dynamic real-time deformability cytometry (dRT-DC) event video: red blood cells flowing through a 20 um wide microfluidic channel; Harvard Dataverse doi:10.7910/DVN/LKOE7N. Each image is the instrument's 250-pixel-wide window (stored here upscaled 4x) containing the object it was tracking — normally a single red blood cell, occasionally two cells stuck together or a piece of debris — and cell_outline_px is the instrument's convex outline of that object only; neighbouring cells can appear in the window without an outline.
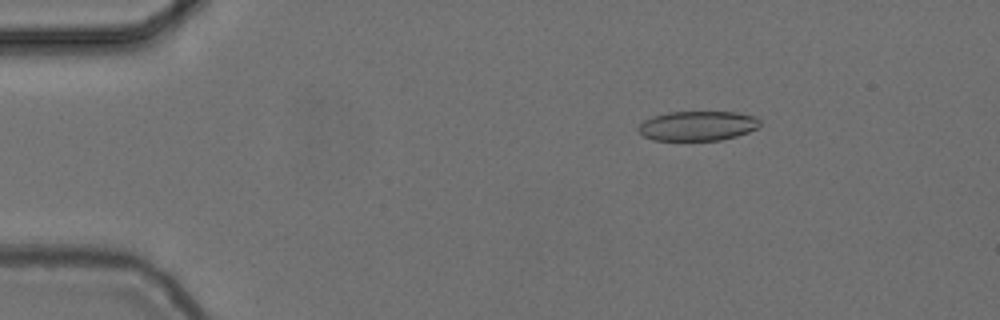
{"species": "common noctule bat (a hibernating species)", "species_latin": "Nyctalus noctula", "temperature_condition": "cold", "stored_images_in_passage": 55, "camera_frame_rate_fps": 3000, "um_per_image_px": 0.085, "animal": {"sex": "female", "body_mass_g": 24.6, "forearm_length_mm": 56.2}, "frame": {"image": 1, "passage_image": 9, "time_ms": 2.667, "image_size_px": [1000, 320], "cell_outline_px": [[760, 124], [756, 128], [748, 132], [736, 136], [720, 140], [652, 140], [644, 136], [636, 128], [644, 120], [652, 116], [668, 112], [736, 112], [756, 116], [760, 120]], "centroid_in_image_um": [59.28, 10.69], "position_along_channel_um": 25.7, "area_um2": 21.04}}
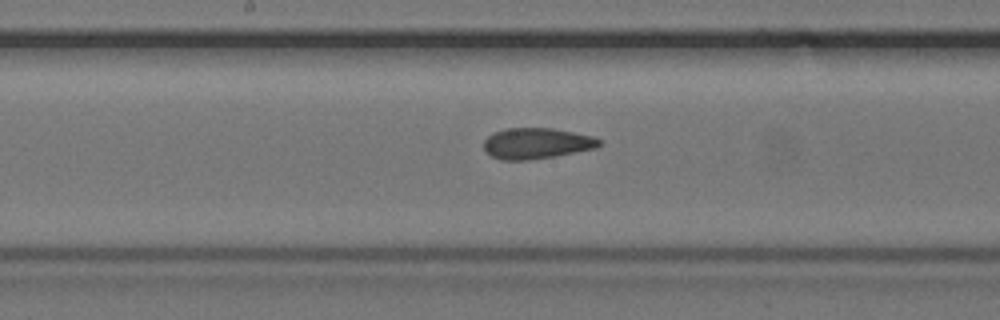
{"frame": {"image": 2, "passage_image": 29, "time_ms": 9.333, "image_size_px": [1000, 320], "cell_outline_px": [[600, 144], [596, 148], [556, 156], [528, 160], [500, 160], [484, 152], [484, 140], [492, 132], [504, 128], [552, 128], [592, 136], [600, 140]], "centroid_in_image_um": [45.55, 12.19], "position_along_channel_um": 202.6, "area_um2": 20.87}}
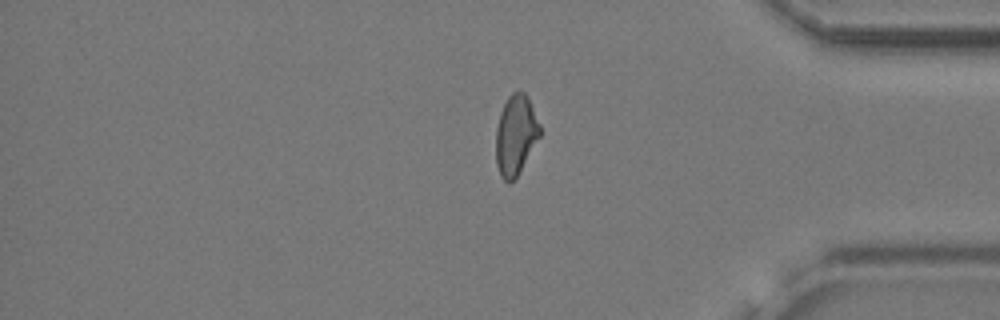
{"frame": {"image": 3, "passage_image": 46, "time_ms": 15.0, "image_size_px": [1000, 320], "cell_outline_px": [[540, 136], [516, 176], [508, 184], [500, 176], [496, 164], [496, 128], [500, 112], [508, 96], [512, 92], [524, 92], [528, 96], [540, 124]], "centroid_in_image_um": [43.82, 11.45], "position_along_channel_um": 391.4, "area_um2": 20.35}, "authors_computed_cell_mechanics": {"area_um2": 21.2126, "velocity_mm_per_s": 3.7273, "shape_relaxation_time_tau1_ms": null, "shape_relaxation_time_tau2_ms": 2.2125, "deformation_change_tau1": null, "deformation_change_tau2": 0.0861}}